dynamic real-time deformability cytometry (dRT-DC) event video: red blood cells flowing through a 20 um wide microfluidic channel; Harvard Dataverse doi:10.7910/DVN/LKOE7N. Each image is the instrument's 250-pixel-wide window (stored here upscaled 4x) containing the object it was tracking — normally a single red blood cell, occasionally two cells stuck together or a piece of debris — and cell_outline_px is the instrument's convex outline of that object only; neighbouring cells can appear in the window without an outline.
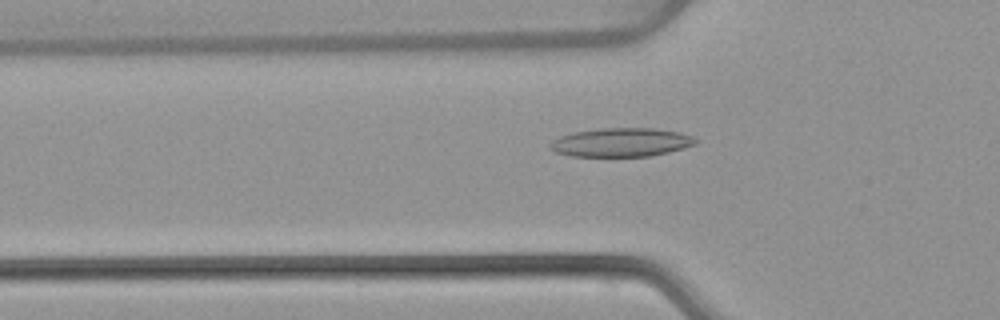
{"species": "common noctule bat (a hibernating species)", "species_latin": "Nyctalus noctula", "temperature_condition": "warm", "stored_images_in_passage": 53, "camera_frame_rate_fps": 3000, "um_per_image_px": 0.085, "animal": {"sex": "female", "body_mass_g": 22.7, "forearm_length_mm": 54.2}, "frame": {"image": 1, "passage_image": 18, "time_ms": 5.667, "image_size_px": [1000, 320], "cell_outline_px": [[696, 144], [684, 148], [652, 156], [572, 156], [556, 152], [548, 148], [548, 144], [552, 140], [560, 136], [572, 132], [600, 128], [656, 128], [680, 132], [692, 136], [696, 140]], "centroid_in_image_um": [52.78, 12.09], "position_along_channel_um": 73.0, "area_um2": 24.51}}
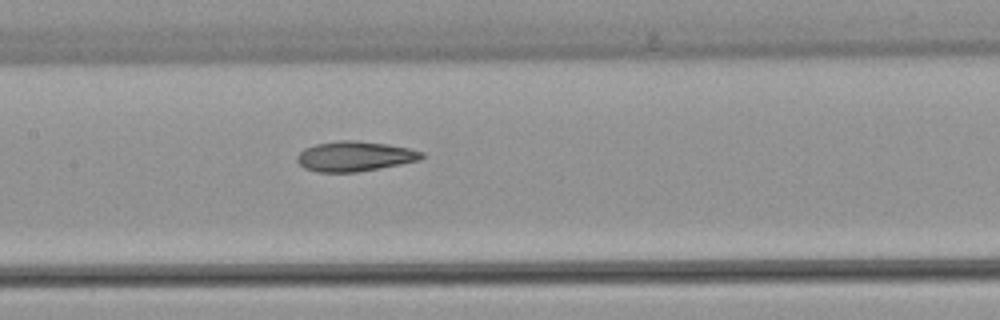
{"frame": {"image": 2, "passage_image": 26, "time_ms": 8.333, "image_size_px": [1000, 320], "cell_outline_px": [[424, 156], [420, 160], [380, 168], [356, 172], [316, 172], [304, 168], [296, 160], [296, 156], [304, 148], [316, 144], [340, 140], [352, 140], [388, 144], [408, 148], [424, 152]], "centroid_in_image_um": [30.13, 13.28], "position_along_channel_um": 177.3, "area_um2": 21.79}}
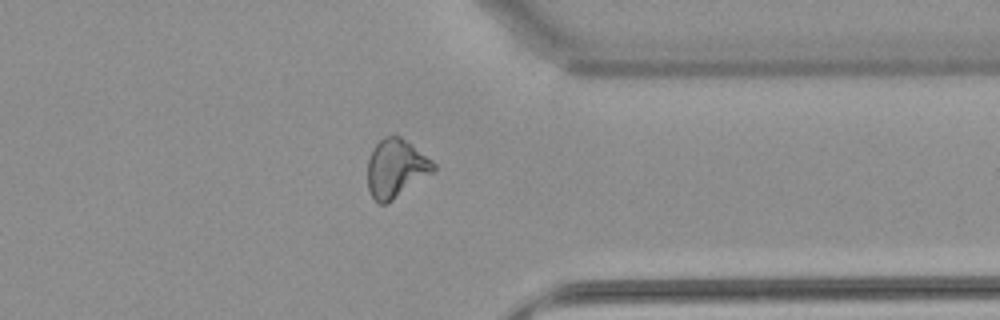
{"frame": {"image": 3, "passage_image": 42, "time_ms": 13.667, "image_size_px": [1000, 320], "cell_outline_px": [[436, 168], [432, 172], [388, 204], [380, 204], [372, 196], [368, 188], [368, 160], [372, 148], [384, 136], [400, 136], [432, 160], [436, 164]], "centroid_in_image_um": [33.64, 14.31], "position_along_channel_um": 377.8, "area_um2": 22.2}, "authors_computed_cell_mechanics": {"area_um2": 23.0622, "velocity_mm_per_s": 3.8735, "shape_relaxation_time_tau1_ms": null, "shape_relaxation_time_tau2_ms": 3.4092, "deformation_change_tau1": null, "deformation_change_tau2": 0.1219}}